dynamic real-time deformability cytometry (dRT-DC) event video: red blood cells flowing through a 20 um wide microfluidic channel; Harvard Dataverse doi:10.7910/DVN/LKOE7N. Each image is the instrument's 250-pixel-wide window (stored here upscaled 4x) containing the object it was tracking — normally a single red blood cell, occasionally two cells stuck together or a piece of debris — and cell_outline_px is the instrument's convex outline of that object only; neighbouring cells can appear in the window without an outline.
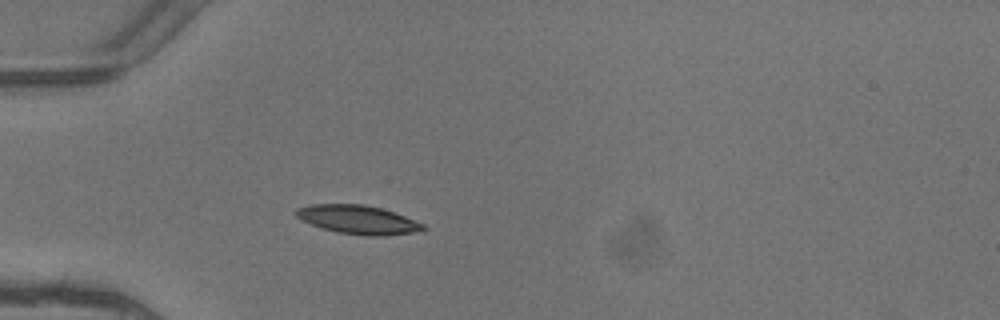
{"species": "common noctule bat (a hibernating species)", "species_latin": "Nyctalus noctula", "temperature_condition": "warm", "stored_images_in_passage": 3, "camera_frame_rate_fps": 3000, "um_per_image_px": 0.085, "animal": {"sex": "female"}, "frame": {"image": 1, "passage_image": 3, "time_ms": 0.667, "image_size_px": [1000, 320], "cell_outline_px": [[428, 228], [416, 232], [384, 236], [364, 236], [336, 232], [320, 228], [300, 220], [296, 216], [296, 208], [312, 204], [364, 204], [380, 208], [404, 216], [424, 224]], "centroid_in_image_um": [30.41, 18.68], "position_along_channel_um": 54.6, "area_um2": 21.39}}